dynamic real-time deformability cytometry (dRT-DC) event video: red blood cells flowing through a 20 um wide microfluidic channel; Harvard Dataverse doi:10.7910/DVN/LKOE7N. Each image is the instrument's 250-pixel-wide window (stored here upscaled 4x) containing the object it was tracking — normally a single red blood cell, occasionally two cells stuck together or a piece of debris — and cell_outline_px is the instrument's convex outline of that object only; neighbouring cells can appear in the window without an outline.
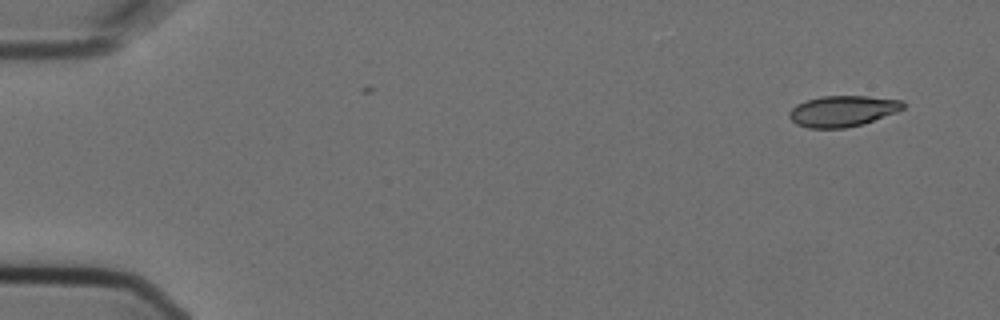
{"species": "Egyptian fruit bat (a non-hibernating species)", "species_latin": "Rousettus aegyptiacus", "temperature_condition": "cold", "stored_images_in_passage": 3, "camera_frame_rate_fps": 3000, "um_per_image_px": 0.085, "animal": {"sex": "female"}, "frame": {"image": 1, "passage_image": 1, "time_ms": 0.0, "image_size_px": [1000, 320], "cell_outline_px": [[904, 108], [896, 112], [864, 124], [844, 128], [808, 128], [796, 124], [788, 116], [788, 112], [796, 104], [820, 96], [868, 96], [900, 100], [904, 104]], "centroid_in_image_um": [71.6, 9.44], "position_along_channel_um": 13.4, "area_um2": 20.52}}